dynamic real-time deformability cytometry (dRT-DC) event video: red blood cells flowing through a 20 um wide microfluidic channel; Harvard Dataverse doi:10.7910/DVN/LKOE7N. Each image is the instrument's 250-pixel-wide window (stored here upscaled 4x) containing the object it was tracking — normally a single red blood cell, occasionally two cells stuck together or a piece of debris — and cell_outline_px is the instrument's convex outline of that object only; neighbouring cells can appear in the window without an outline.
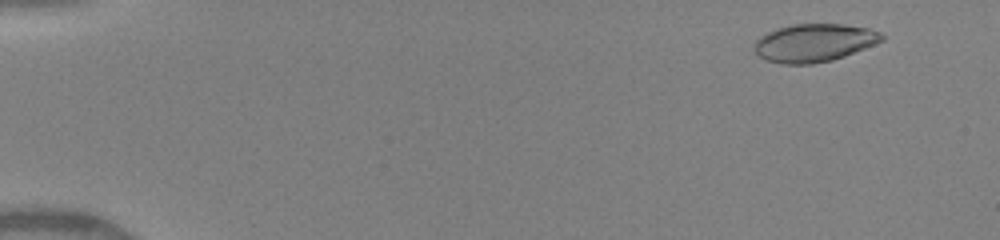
{"species": "human", "species_latin": "Homo sapiens", "temperature_condition": "warm", "stored_images_in_passage": 11, "camera_frame_rate_fps": 3000, "um_per_image_px": 0.085, "donor": {"sex": "female"}, "frame": {"image": 1, "passage_image": 2, "time_ms": 1.0, "image_size_px": [1000, 240], "cell_outline_px": [[884, 40], [844, 56], [832, 60], [812, 64], [784, 64], [768, 60], [756, 56], [756, 40], [760, 36], [768, 32], [792, 24], [840, 24], [868, 28], [880, 32], [884, 36]], "centroid_in_image_um": [69.2, 3.64], "position_along_channel_um": 15.8, "area_um2": 27.92}}
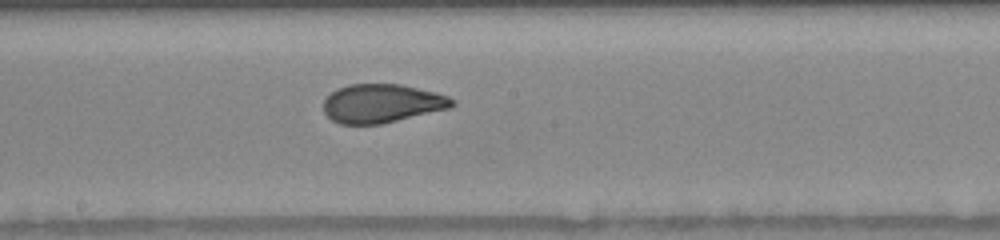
{"frame": {"image": 2, "passage_image": 11, "time_ms": 9.0, "image_size_px": [1000, 240], "cell_outline_px": [[456, 104], [452, 108], [380, 124], [340, 124], [332, 120], [324, 112], [324, 100], [336, 88], [348, 84], [400, 84], [436, 92], [448, 96], [456, 100]], "centroid_in_image_um": [32.49, 8.78], "position_along_channel_um": 215.7, "area_um2": 29.13}}